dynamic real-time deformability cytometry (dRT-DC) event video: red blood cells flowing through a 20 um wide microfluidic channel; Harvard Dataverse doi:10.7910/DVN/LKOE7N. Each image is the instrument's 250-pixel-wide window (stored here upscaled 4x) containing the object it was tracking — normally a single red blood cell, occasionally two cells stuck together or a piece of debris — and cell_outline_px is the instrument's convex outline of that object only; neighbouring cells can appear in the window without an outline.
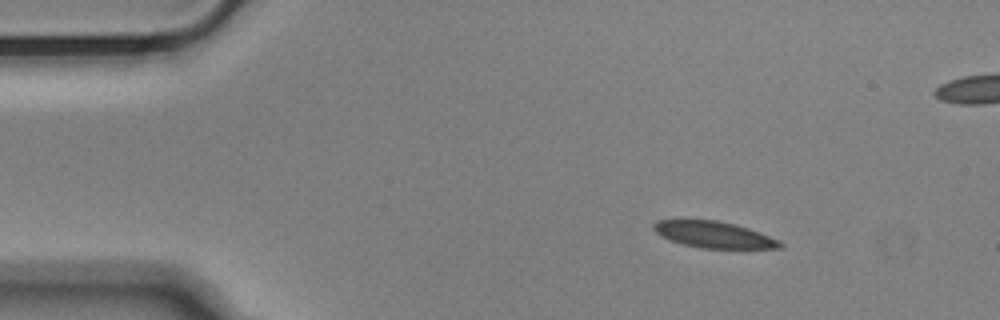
{"species": "Egyptian fruit bat (a non-hibernating species)", "species_latin": "Rousettus aegyptiacus", "temperature_condition": "cold", "stored_images_in_passage": 49, "camera_frame_rate_fps": 3000, "um_per_image_px": 0.085, "animal": {"sex": "male"}, "frame": {"image": 1, "passage_image": 1, "time_ms": 0.0, "image_size_px": [1000, 320], "cell_outline_px": [[784, 248], [700, 248], [668, 240], [660, 236], [652, 228], [652, 224], [660, 220], [716, 220], [736, 224], [760, 232], [780, 240], [784, 244]], "centroid_in_image_um": [60.69, 19.95], "position_along_channel_um": 24.3, "area_um2": 19.54}}
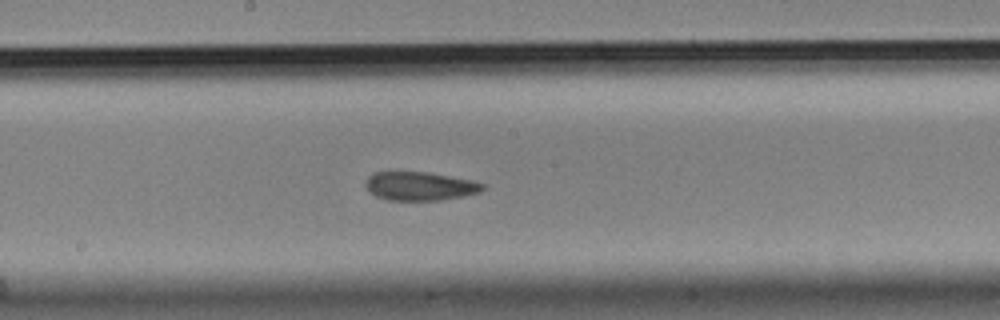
{"frame": {"image": 2, "passage_image": 22, "time_ms": 7.0, "image_size_px": [1000, 320], "cell_outline_px": [[484, 188], [480, 192], [464, 196], [440, 200], [388, 200], [376, 196], [364, 184], [368, 176], [372, 172], [396, 168], [428, 172], [472, 180], [484, 184]], "centroid_in_image_um": [35.62, 15.76], "position_along_channel_um": 212.6, "area_um2": 20.29}}
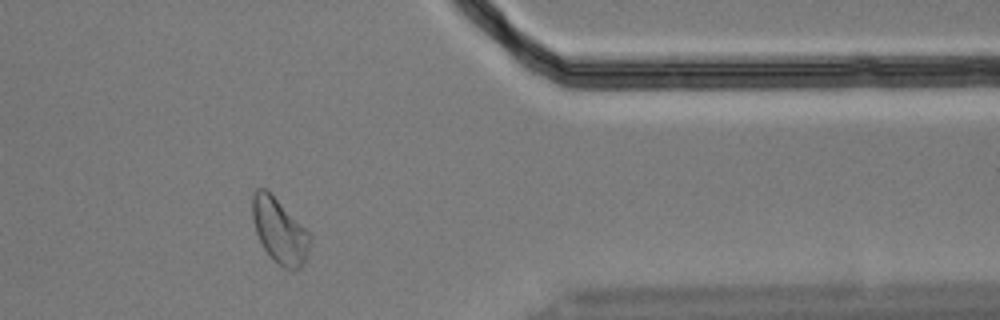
{"frame": {"image": 3, "passage_image": 38, "time_ms": 12.333, "image_size_px": [1000, 320], "cell_outline_px": [[308, 252], [304, 264], [300, 268], [292, 272], [284, 268], [264, 248], [256, 232], [252, 216], [252, 196], [256, 188], [264, 188], [308, 232]], "centroid_in_image_um": [23.73, 19.65], "position_along_channel_um": 387.7, "area_um2": 20.81}, "authors_computed_cell_mechanics": {"area_um2": 20.7502, "velocity_mm_per_s": 3.6286, "shape_relaxation_time_tau1_ms": 6.1085, "shape_relaxation_time_tau2_ms": 1.8664, "deformation_change_tau1": 0.1433, "deformation_change_tau2": 0.0692}}